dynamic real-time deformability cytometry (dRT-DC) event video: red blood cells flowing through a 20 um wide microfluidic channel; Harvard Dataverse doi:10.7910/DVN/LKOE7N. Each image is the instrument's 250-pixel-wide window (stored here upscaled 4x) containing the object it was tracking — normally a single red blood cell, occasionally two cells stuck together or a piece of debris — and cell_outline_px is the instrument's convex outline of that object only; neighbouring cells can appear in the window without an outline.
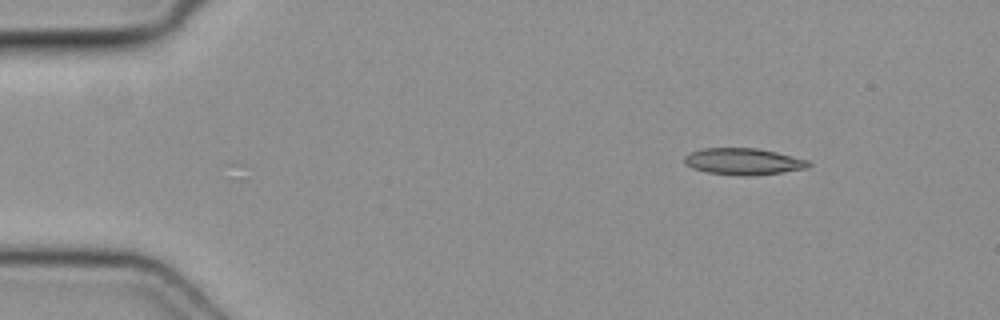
{"species": "common noctule bat (a hibernating species)", "species_latin": "Nyctalus noctula", "temperature_condition": "cold", "stored_images_in_passage": 9, "camera_frame_rate_fps": 3000, "um_per_image_px": 0.085, "animal": {"sex": "female", "body_mass_g": 19.3, "forearm_length_mm": 54.1}, "frame": {"image": 1, "passage_image": 9, "time_ms": 2.667, "image_size_px": [1000, 320], "cell_outline_px": [[812, 164], [804, 168], [780, 172], [752, 176], [740, 176], [708, 172], [692, 168], [684, 164], [684, 156], [688, 152], [704, 148], [756, 148], [776, 152], [808, 160]], "centroid_in_image_um": [63.12, 13.72], "position_along_channel_um": 21.9, "area_um2": 19.19}}